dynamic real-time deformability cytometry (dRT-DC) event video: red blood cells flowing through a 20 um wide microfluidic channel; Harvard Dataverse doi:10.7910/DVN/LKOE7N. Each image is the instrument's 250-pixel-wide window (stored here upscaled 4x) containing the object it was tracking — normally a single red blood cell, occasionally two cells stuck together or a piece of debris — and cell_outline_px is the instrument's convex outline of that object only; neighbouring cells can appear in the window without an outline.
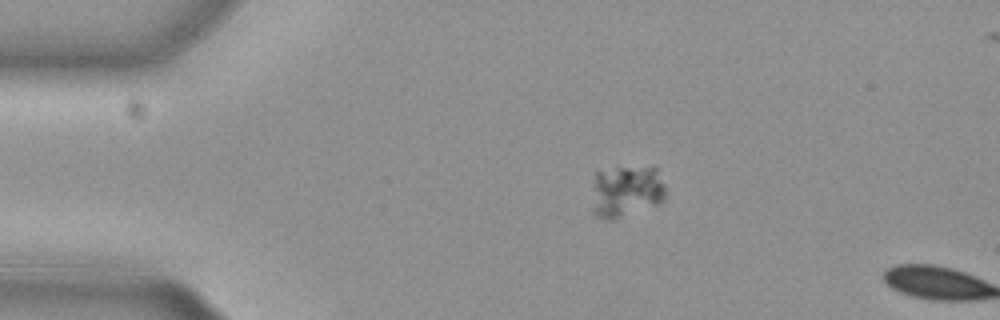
{"species": "common noctule bat (a hibernating species)", "species_latin": "Nyctalus noctula", "temperature_condition": "cold", "stored_images_in_passage": 2, "camera_frame_rate_fps": 3000, "um_per_image_px": 0.085, "animal": {"sex": "female", "body_mass_g": 29.2, "forearm_length_mm": 56.3}, "frame": {"image": 1, "passage_image": 1, "time_ms": 0.0, "image_size_px": [1000, 320], "cell_outline_px": [[664, 200], [660, 204], [612, 220], [604, 220], [596, 216], [592, 212], [592, 208], [596, 168], [656, 168], [664, 184]], "centroid_in_image_um": [53.2, 16.28], "position_along_channel_um": 31.8, "area_um2": 22.43}}